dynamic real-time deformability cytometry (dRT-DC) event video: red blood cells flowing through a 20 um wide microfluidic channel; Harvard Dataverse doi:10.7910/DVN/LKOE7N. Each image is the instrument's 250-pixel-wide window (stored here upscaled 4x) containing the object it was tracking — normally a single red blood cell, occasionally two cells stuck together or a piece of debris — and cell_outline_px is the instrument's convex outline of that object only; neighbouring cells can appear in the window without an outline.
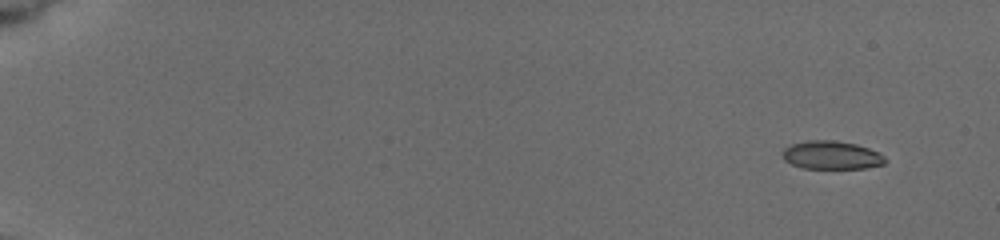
{"species": "common noctule bat (a hibernating species)", "species_latin": "Nyctalus noctula", "temperature_condition": "cold", "stored_images_in_passage": 11, "camera_frame_rate_fps": 3000, "um_per_image_px": 0.085, "animal": {"sex": "female", "body_mass_g": 19.5, "forearm_length_mm": 54.1}, "frame": {"image": 1, "passage_image": 1, "time_ms": 0.0, "image_size_px": [1000, 240], "cell_outline_px": [[888, 160], [884, 164], [864, 168], [804, 168], [792, 164], [784, 160], [784, 148], [792, 144], [808, 140], [836, 140], [856, 144], [880, 152]], "centroid_in_image_um": [70.72, 13.18], "position_along_channel_um": 14.3, "area_um2": 16.88}}
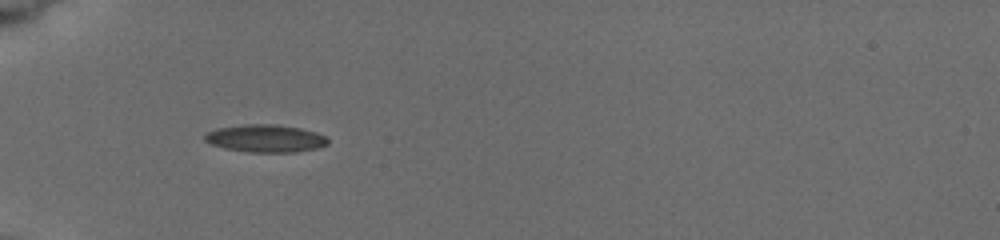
{"frame": {"image": 2, "passage_image": 7, "time_ms": 5.333, "image_size_px": [1000, 240], "cell_outline_px": [[328, 144], [316, 148], [296, 152], [248, 152], [224, 148], [212, 144], [204, 140], [204, 136], [208, 132], [216, 128], [244, 124], [276, 124], [300, 128], [316, 132], [324, 136], [328, 140]], "centroid_in_image_um": [22.55, 11.76], "position_along_channel_um": 62.4, "area_um2": 19.77}}
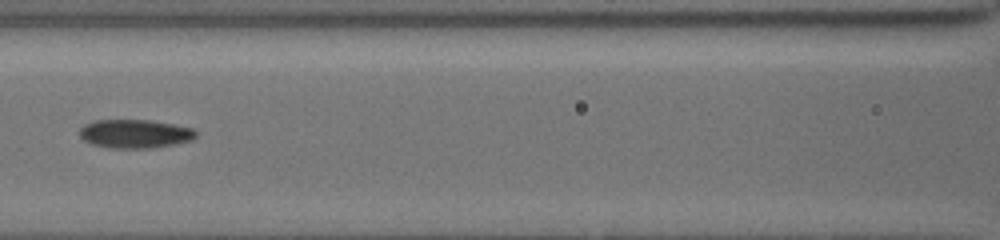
{"frame": {"image": 3, "passage_image": 10, "time_ms": 8.0, "image_size_px": [1000, 240], "cell_outline_px": [[196, 136], [192, 140], [152, 148], [108, 148], [92, 144], [84, 140], [80, 136], [80, 128], [84, 124], [92, 120], [152, 120], [176, 124], [192, 128], [196, 132]], "centroid_in_image_um": [11.45, 11.36], "position_along_channel_um": 155.1, "area_um2": 19.54}}